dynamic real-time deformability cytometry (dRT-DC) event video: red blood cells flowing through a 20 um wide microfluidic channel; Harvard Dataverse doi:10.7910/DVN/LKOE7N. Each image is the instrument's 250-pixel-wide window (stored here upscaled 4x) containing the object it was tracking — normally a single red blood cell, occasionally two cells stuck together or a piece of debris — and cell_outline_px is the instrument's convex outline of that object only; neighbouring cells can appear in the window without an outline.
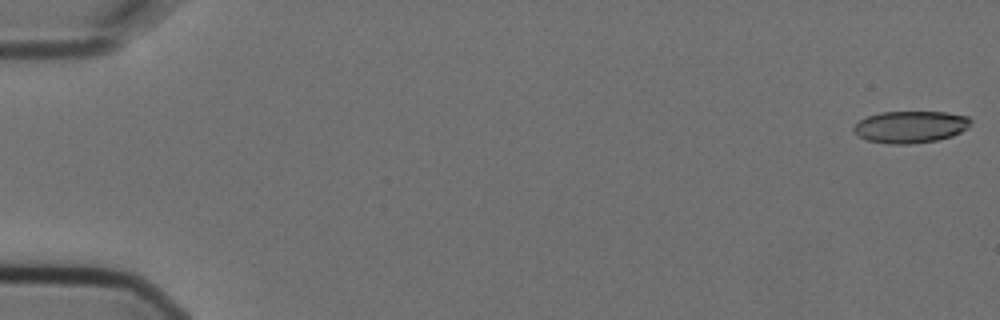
{"species": "Egyptian fruit bat (a non-hibernating species)", "species_latin": "Rousettus aegyptiacus", "temperature_condition": "cold", "stored_images_in_passage": 11, "camera_frame_rate_fps": 3000, "um_per_image_px": 0.085, "animal": {"sex": "female"}, "frame": {"image": 1, "passage_image": 1, "time_ms": 0.0, "image_size_px": [1000, 320], "cell_outline_px": [[972, 120], [968, 128], [952, 136], [936, 140], [908, 144], [888, 144], [868, 140], [860, 136], [852, 128], [860, 120], [868, 116], [880, 112], [944, 112], [968, 116]], "centroid_in_image_um": [77.41, 10.78], "position_along_channel_um": 7.6, "area_um2": 21.62}}
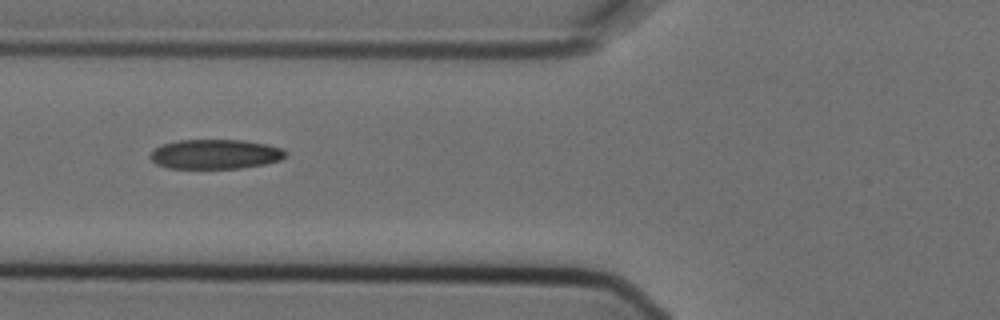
{"frame": {"image": 2, "passage_image": 6, "time_ms": 1.667, "image_size_px": [1000, 320], "cell_outline_px": [[288, 156], [280, 160], [264, 164], [240, 168], [168, 168], [156, 164], [148, 156], [160, 144], [176, 140], [244, 140], [284, 148], [288, 152]], "centroid_in_image_um": [18.31, 13.1], "position_along_channel_um": 107.5, "area_um2": 23.52}}
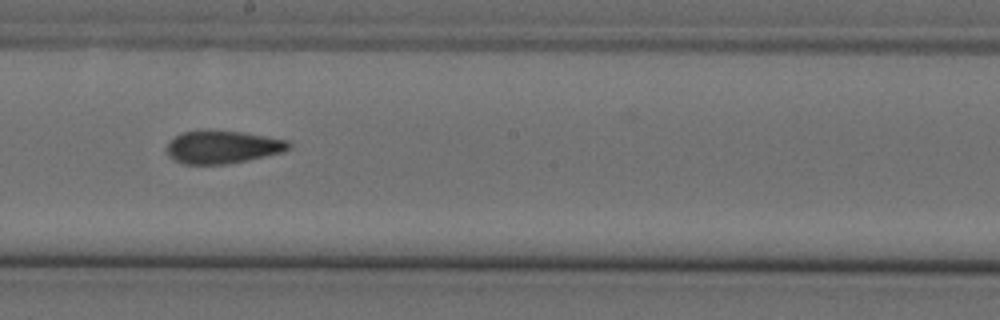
{"frame": {"image": 3, "passage_image": 9, "time_ms": 2.667, "image_size_px": [1000, 320], "cell_outline_px": [[292, 144], [284, 152], [248, 160], [224, 164], [184, 164], [172, 160], [168, 156], [164, 148], [176, 136], [184, 132], [244, 132], [288, 140]], "centroid_in_image_um": [18.92, 12.53], "position_along_channel_um": 229.3, "area_um2": 23.0}}